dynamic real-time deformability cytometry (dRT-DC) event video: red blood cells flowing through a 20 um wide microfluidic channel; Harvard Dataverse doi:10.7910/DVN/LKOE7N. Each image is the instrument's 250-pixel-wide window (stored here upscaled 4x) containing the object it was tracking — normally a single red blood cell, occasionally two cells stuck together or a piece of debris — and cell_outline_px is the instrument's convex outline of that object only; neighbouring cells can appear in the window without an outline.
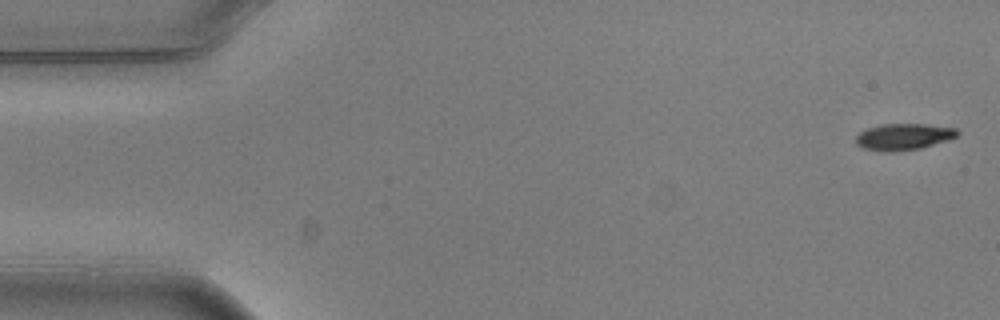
{"species": "common noctule bat (a hibernating species)", "species_latin": "Nyctalus noctula", "temperature_condition": "warm", "stored_images_in_passage": 4, "camera_frame_rate_fps": 3000, "um_per_image_px": 0.085, "animal": {"sex": "male", "body_mass_g": 20.5, "forearm_length_mm": 52.5}, "frame": {"image": 1, "passage_image": 1, "time_ms": 0.0, "image_size_px": [1000, 320], "cell_outline_px": [[960, 132], [956, 136], [948, 140], [920, 148], [892, 152], [884, 152], [860, 148], [856, 144], [856, 136], [860, 132], [868, 128], [884, 124], [924, 124], [956, 128]], "centroid_in_image_um": [76.78, 11.63], "position_along_channel_um": 8.2, "area_um2": 15.66}}
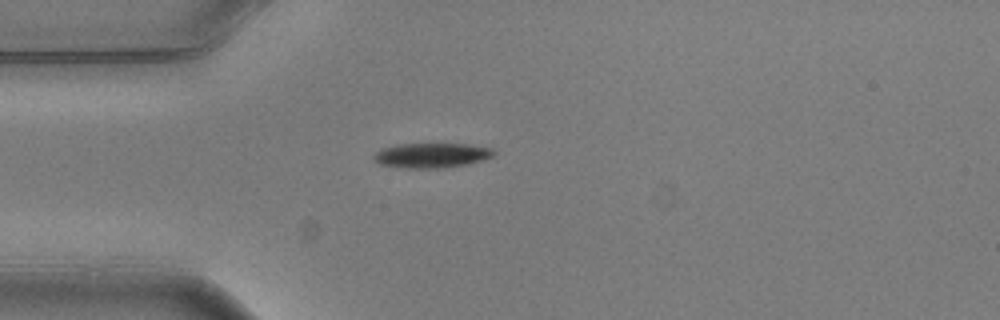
{"frame": {"image": 2, "passage_image": 4, "time_ms": 1.0, "image_size_px": [1000, 320], "cell_outline_px": [[496, 152], [492, 156], [468, 164], [444, 168], [404, 168], [380, 164], [372, 160], [372, 156], [376, 152], [384, 148], [400, 144], [468, 144], [492, 148]], "centroid_in_image_um": [36.67, 13.21], "position_along_channel_um": 48.3, "area_um2": 17.28}}